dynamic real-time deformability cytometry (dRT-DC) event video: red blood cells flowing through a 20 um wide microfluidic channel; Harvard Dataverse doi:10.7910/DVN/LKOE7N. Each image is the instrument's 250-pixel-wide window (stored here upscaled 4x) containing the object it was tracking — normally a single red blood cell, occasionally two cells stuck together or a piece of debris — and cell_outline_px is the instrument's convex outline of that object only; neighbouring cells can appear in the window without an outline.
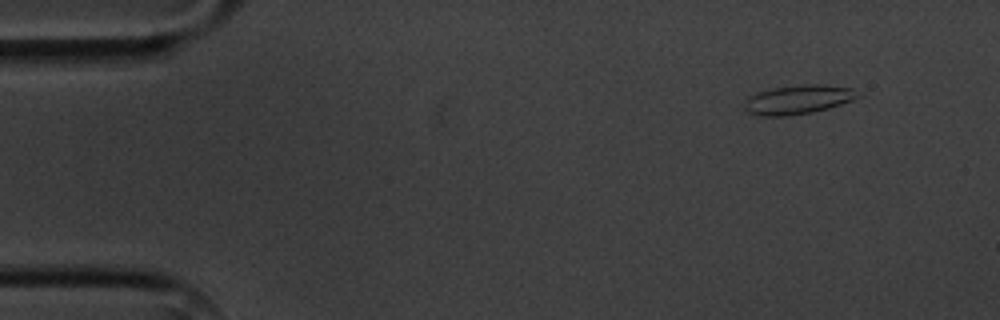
{"species": "common noctule bat (a hibernating species)", "species_latin": "Nyctalus noctula", "temperature_condition": "cold", "stored_images_in_passage": 5, "camera_frame_rate_fps": 3000, "um_per_image_px": 0.085, "animal": {"sex": "male", "body_mass_g": 20.1, "forearm_length_mm": 53.5}, "frame": {"image": 1, "passage_image": 5, "time_ms": 5.667, "image_size_px": [1000, 320], "cell_outline_px": [[864, 96], [828, 108], [812, 112], [788, 116], [764, 116], [748, 112], [744, 108], [744, 104], [748, 96], [756, 92], [772, 88], [804, 84], [820, 84], [852, 88]], "centroid_in_image_um": [67.85, 8.45], "position_along_channel_um": 17.2, "area_um2": 19.31}}